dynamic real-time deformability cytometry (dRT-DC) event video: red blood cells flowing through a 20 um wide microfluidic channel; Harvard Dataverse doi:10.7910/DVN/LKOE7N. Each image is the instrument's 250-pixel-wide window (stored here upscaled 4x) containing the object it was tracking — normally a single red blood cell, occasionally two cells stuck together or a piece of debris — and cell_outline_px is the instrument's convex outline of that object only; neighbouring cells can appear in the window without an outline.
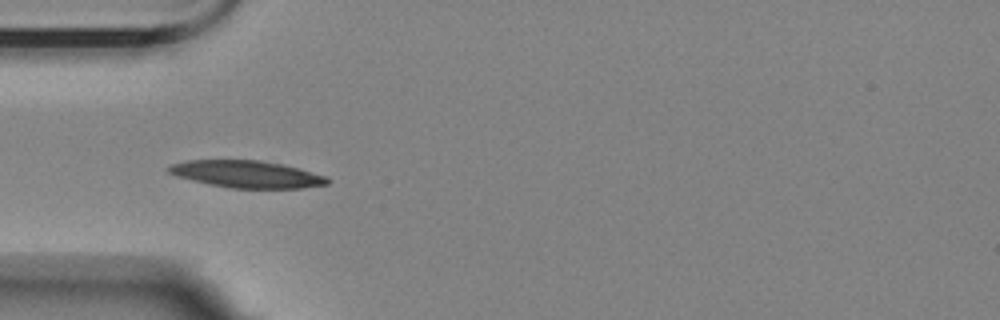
{"species": "Egyptian fruit bat (a non-hibernating species)", "species_latin": "Rousettus aegyptiacus", "temperature_condition": "room temperature", "stored_images_in_passage": 4, "camera_frame_rate_fps": 3000, "um_per_image_px": 0.085, "animal": {"sex": "female"}, "frame": {"image": 1, "passage_image": 3, "time_ms": 2.333, "image_size_px": [1000, 320], "cell_outline_px": [[332, 180], [328, 184], [300, 188], [232, 188], [208, 184], [176, 176], [168, 172], [164, 168], [172, 164], [188, 160], [260, 160], [284, 164], [300, 168], [328, 176]], "centroid_in_image_um": [21.01, 14.8], "position_along_channel_um": 64.0, "area_um2": 25.32}}
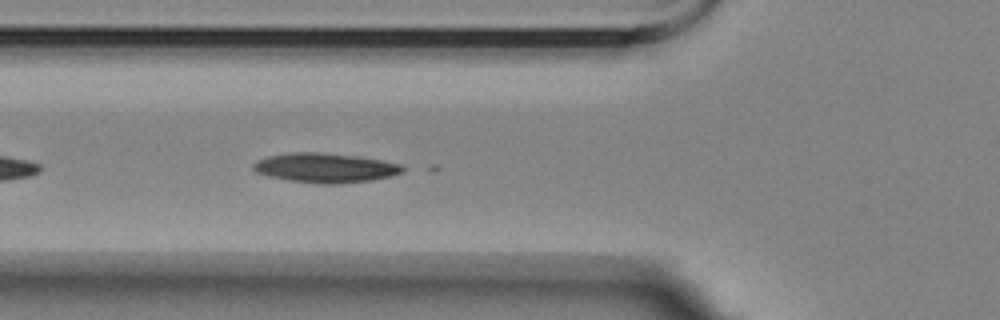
{"frame": {"image": 2, "passage_image": 4, "time_ms": 3.333, "image_size_px": [1000, 320], "cell_outline_px": [[404, 172], [392, 176], [372, 180], [336, 184], [316, 184], [288, 180], [268, 176], [256, 172], [252, 168], [252, 164], [256, 160], [268, 156], [288, 152], [316, 152], [356, 156], [380, 160], [400, 164], [404, 168]], "centroid_in_image_um": [27.61, 14.27], "position_along_channel_um": 98.2, "area_um2": 25.78}}